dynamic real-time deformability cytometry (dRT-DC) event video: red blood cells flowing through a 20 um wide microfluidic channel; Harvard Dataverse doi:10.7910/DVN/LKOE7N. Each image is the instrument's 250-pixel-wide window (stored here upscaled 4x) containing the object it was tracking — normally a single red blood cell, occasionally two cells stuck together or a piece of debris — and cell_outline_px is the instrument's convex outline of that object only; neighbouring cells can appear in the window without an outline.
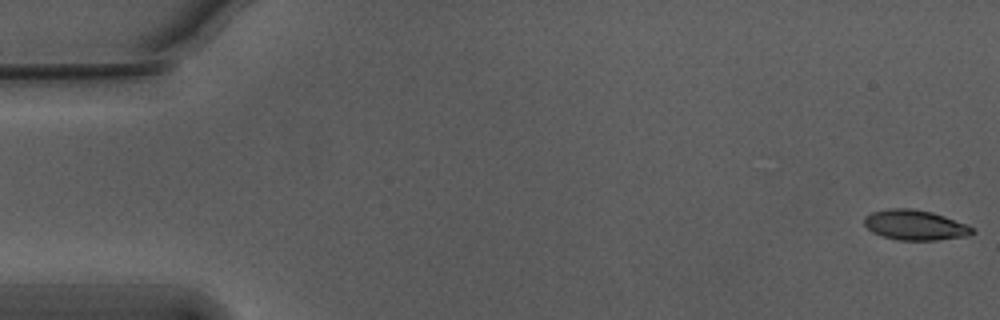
{"species": "Egyptian fruit bat (a non-hibernating species)", "species_latin": "Rousettus aegyptiacus", "temperature_condition": "warm", "stored_images_in_passage": 7, "camera_frame_rate_fps": 3000, "um_per_image_px": 0.085, "animal": {"sex": "male"}, "frame": {"image": 1, "passage_image": 1, "time_ms": 0.0, "image_size_px": [1000, 320], "cell_outline_px": [[976, 232], [968, 236], [936, 240], [896, 240], [872, 232], [864, 224], [864, 216], [872, 212], [888, 208], [912, 208], [932, 212], [944, 216], [964, 224], [972, 228]], "centroid_in_image_um": [77.75, 19.12], "position_along_channel_um": 7.2, "area_um2": 18.9}}